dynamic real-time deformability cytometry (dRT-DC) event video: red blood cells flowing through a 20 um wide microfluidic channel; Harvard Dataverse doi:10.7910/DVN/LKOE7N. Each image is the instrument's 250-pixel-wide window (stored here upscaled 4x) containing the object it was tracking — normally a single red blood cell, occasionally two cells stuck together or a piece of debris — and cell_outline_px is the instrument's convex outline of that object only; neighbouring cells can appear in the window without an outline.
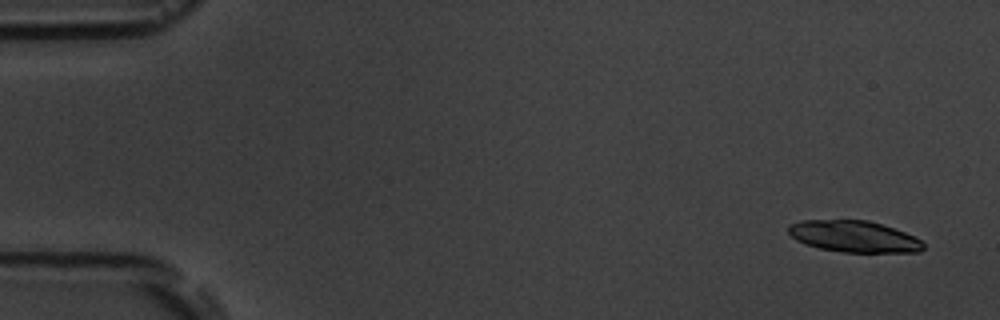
{"species": "common noctule bat (a hibernating species)", "species_latin": "Nyctalus noctula", "temperature_condition": "room temperature", "stored_images_in_passage": 5, "segment_of_instrument_passage": [1, 2], "camera_frame_rate_fps": 3000, "um_per_image_px": 0.085, "animal": {"sex": "male", "body_mass_g": 19.5, "forearm_length_mm": 54.6}, "frame": {"image": 1, "passage_image": 1, "time_ms": 0.0, "image_size_px": [1000, 320], "cell_outline_px": [[924, 248], [920, 252], [844, 252], [820, 248], [796, 240], [788, 232], [788, 224], [800, 220], [868, 220], [904, 232], [920, 240], [924, 244]], "centroid_in_image_um": [72.56, 20.09], "position_along_channel_um": 12.4, "area_um2": 24.51}}